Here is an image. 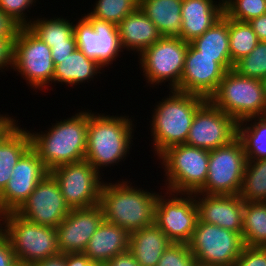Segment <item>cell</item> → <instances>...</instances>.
Wrapping results in <instances>:
<instances>
[{"instance_id": "1", "label": "cell", "mask_w": 266, "mask_h": 266, "mask_svg": "<svg viewBox=\"0 0 266 266\" xmlns=\"http://www.w3.org/2000/svg\"><path fill=\"white\" fill-rule=\"evenodd\" d=\"M85 111V112H84ZM88 112L80 111L71 118L56 120L45 132H30L31 148L38 154L45 168H54L85 160Z\"/></svg>"}, {"instance_id": "2", "label": "cell", "mask_w": 266, "mask_h": 266, "mask_svg": "<svg viewBox=\"0 0 266 266\" xmlns=\"http://www.w3.org/2000/svg\"><path fill=\"white\" fill-rule=\"evenodd\" d=\"M130 183L123 179L115 184L103 182L99 202L104 220L125 229L129 234L155 224V206L159 195Z\"/></svg>"}, {"instance_id": "3", "label": "cell", "mask_w": 266, "mask_h": 266, "mask_svg": "<svg viewBox=\"0 0 266 266\" xmlns=\"http://www.w3.org/2000/svg\"><path fill=\"white\" fill-rule=\"evenodd\" d=\"M89 111L85 160L100 173L102 167L118 166L121 160L126 159L133 145L135 126L129 116Z\"/></svg>"}, {"instance_id": "4", "label": "cell", "mask_w": 266, "mask_h": 266, "mask_svg": "<svg viewBox=\"0 0 266 266\" xmlns=\"http://www.w3.org/2000/svg\"><path fill=\"white\" fill-rule=\"evenodd\" d=\"M157 102L150 122L153 151L157 157L167 148L185 144L196 111L208 100L200 95L170 90Z\"/></svg>"}, {"instance_id": "5", "label": "cell", "mask_w": 266, "mask_h": 266, "mask_svg": "<svg viewBox=\"0 0 266 266\" xmlns=\"http://www.w3.org/2000/svg\"><path fill=\"white\" fill-rule=\"evenodd\" d=\"M0 231L9 240L20 265L30 266L61 253L56 227L33 223L16 212L0 216Z\"/></svg>"}, {"instance_id": "6", "label": "cell", "mask_w": 266, "mask_h": 266, "mask_svg": "<svg viewBox=\"0 0 266 266\" xmlns=\"http://www.w3.org/2000/svg\"><path fill=\"white\" fill-rule=\"evenodd\" d=\"M208 100L238 123L247 118L266 116L263 82L240 76L233 69L226 71Z\"/></svg>"}, {"instance_id": "7", "label": "cell", "mask_w": 266, "mask_h": 266, "mask_svg": "<svg viewBox=\"0 0 266 266\" xmlns=\"http://www.w3.org/2000/svg\"><path fill=\"white\" fill-rule=\"evenodd\" d=\"M157 158L164 166L166 191L194 194L204 187L209 150L179 144L167 148Z\"/></svg>"}, {"instance_id": "8", "label": "cell", "mask_w": 266, "mask_h": 266, "mask_svg": "<svg viewBox=\"0 0 266 266\" xmlns=\"http://www.w3.org/2000/svg\"><path fill=\"white\" fill-rule=\"evenodd\" d=\"M12 68L36 91L46 90L53 83L55 65L51 48L28 27H19L16 33Z\"/></svg>"}, {"instance_id": "9", "label": "cell", "mask_w": 266, "mask_h": 266, "mask_svg": "<svg viewBox=\"0 0 266 266\" xmlns=\"http://www.w3.org/2000/svg\"><path fill=\"white\" fill-rule=\"evenodd\" d=\"M188 42L178 37H162L139 55V66L150 87L169 84V90L180 91ZM170 82V83H169Z\"/></svg>"}, {"instance_id": "10", "label": "cell", "mask_w": 266, "mask_h": 266, "mask_svg": "<svg viewBox=\"0 0 266 266\" xmlns=\"http://www.w3.org/2000/svg\"><path fill=\"white\" fill-rule=\"evenodd\" d=\"M187 245L204 266H234L245 246L239 233L199 220Z\"/></svg>"}, {"instance_id": "11", "label": "cell", "mask_w": 266, "mask_h": 266, "mask_svg": "<svg viewBox=\"0 0 266 266\" xmlns=\"http://www.w3.org/2000/svg\"><path fill=\"white\" fill-rule=\"evenodd\" d=\"M247 157L242 141L209 151L208 176L198 192L206 195H239Z\"/></svg>"}, {"instance_id": "12", "label": "cell", "mask_w": 266, "mask_h": 266, "mask_svg": "<svg viewBox=\"0 0 266 266\" xmlns=\"http://www.w3.org/2000/svg\"><path fill=\"white\" fill-rule=\"evenodd\" d=\"M57 181L70 209L99 204L104 180L87 160L58 166L49 172ZM102 179V180H101Z\"/></svg>"}, {"instance_id": "13", "label": "cell", "mask_w": 266, "mask_h": 266, "mask_svg": "<svg viewBox=\"0 0 266 266\" xmlns=\"http://www.w3.org/2000/svg\"><path fill=\"white\" fill-rule=\"evenodd\" d=\"M163 194L156 201L155 224L172 243L188 244L199 220L195 197L170 191Z\"/></svg>"}, {"instance_id": "14", "label": "cell", "mask_w": 266, "mask_h": 266, "mask_svg": "<svg viewBox=\"0 0 266 266\" xmlns=\"http://www.w3.org/2000/svg\"><path fill=\"white\" fill-rule=\"evenodd\" d=\"M74 36L77 48L102 68L113 64L120 52H124L117 25L92 18L88 13L74 24Z\"/></svg>"}, {"instance_id": "15", "label": "cell", "mask_w": 266, "mask_h": 266, "mask_svg": "<svg viewBox=\"0 0 266 266\" xmlns=\"http://www.w3.org/2000/svg\"><path fill=\"white\" fill-rule=\"evenodd\" d=\"M238 138V122L207 100L195 113L186 145L214 150Z\"/></svg>"}, {"instance_id": "16", "label": "cell", "mask_w": 266, "mask_h": 266, "mask_svg": "<svg viewBox=\"0 0 266 266\" xmlns=\"http://www.w3.org/2000/svg\"><path fill=\"white\" fill-rule=\"evenodd\" d=\"M234 65L231 57H207L189 43L180 80V92L193 93L206 99L217 90L226 71Z\"/></svg>"}, {"instance_id": "17", "label": "cell", "mask_w": 266, "mask_h": 266, "mask_svg": "<svg viewBox=\"0 0 266 266\" xmlns=\"http://www.w3.org/2000/svg\"><path fill=\"white\" fill-rule=\"evenodd\" d=\"M70 210L57 181L48 173L16 213L33 223L57 227Z\"/></svg>"}, {"instance_id": "18", "label": "cell", "mask_w": 266, "mask_h": 266, "mask_svg": "<svg viewBox=\"0 0 266 266\" xmlns=\"http://www.w3.org/2000/svg\"><path fill=\"white\" fill-rule=\"evenodd\" d=\"M48 173L38 154L30 148L12 169L11 179L0 192V216L16 212Z\"/></svg>"}, {"instance_id": "19", "label": "cell", "mask_w": 266, "mask_h": 266, "mask_svg": "<svg viewBox=\"0 0 266 266\" xmlns=\"http://www.w3.org/2000/svg\"><path fill=\"white\" fill-rule=\"evenodd\" d=\"M103 221L104 214L99 204L89 208L71 209L56 227L60 252L83 253Z\"/></svg>"}, {"instance_id": "20", "label": "cell", "mask_w": 266, "mask_h": 266, "mask_svg": "<svg viewBox=\"0 0 266 266\" xmlns=\"http://www.w3.org/2000/svg\"><path fill=\"white\" fill-rule=\"evenodd\" d=\"M199 221L239 233L242 236L244 201L239 195L194 193Z\"/></svg>"}, {"instance_id": "21", "label": "cell", "mask_w": 266, "mask_h": 266, "mask_svg": "<svg viewBox=\"0 0 266 266\" xmlns=\"http://www.w3.org/2000/svg\"><path fill=\"white\" fill-rule=\"evenodd\" d=\"M183 0L181 39L190 43L201 36L224 14V0Z\"/></svg>"}, {"instance_id": "22", "label": "cell", "mask_w": 266, "mask_h": 266, "mask_svg": "<svg viewBox=\"0 0 266 266\" xmlns=\"http://www.w3.org/2000/svg\"><path fill=\"white\" fill-rule=\"evenodd\" d=\"M117 27L122 50H132L138 55L162 38L155 24L139 7L127 15Z\"/></svg>"}, {"instance_id": "23", "label": "cell", "mask_w": 266, "mask_h": 266, "mask_svg": "<svg viewBox=\"0 0 266 266\" xmlns=\"http://www.w3.org/2000/svg\"><path fill=\"white\" fill-rule=\"evenodd\" d=\"M129 238L125 229L104 220L83 253L93 262L105 265L116 255L129 250Z\"/></svg>"}, {"instance_id": "24", "label": "cell", "mask_w": 266, "mask_h": 266, "mask_svg": "<svg viewBox=\"0 0 266 266\" xmlns=\"http://www.w3.org/2000/svg\"><path fill=\"white\" fill-rule=\"evenodd\" d=\"M31 148L29 130L16 120L0 135V192L11 179L12 169Z\"/></svg>"}, {"instance_id": "25", "label": "cell", "mask_w": 266, "mask_h": 266, "mask_svg": "<svg viewBox=\"0 0 266 266\" xmlns=\"http://www.w3.org/2000/svg\"><path fill=\"white\" fill-rule=\"evenodd\" d=\"M171 244L161 229L153 224L130 233L129 251L140 266H157L163 252Z\"/></svg>"}, {"instance_id": "26", "label": "cell", "mask_w": 266, "mask_h": 266, "mask_svg": "<svg viewBox=\"0 0 266 266\" xmlns=\"http://www.w3.org/2000/svg\"><path fill=\"white\" fill-rule=\"evenodd\" d=\"M183 0H139V8L155 24L162 37L181 38Z\"/></svg>"}, {"instance_id": "27", "label": "cell", "mask_w": 266, "mask_h": 266, "mask_svg": "<svg viewBox=\"0 0 266 266\" xmlns=\"http://www.w3.org/2000/svg\"><path fill=\"white\" fill-rule=\"evenodd\" d=\"M104 70L94 59L87 57L78 48L69 56L59 60L55 65L53 83H61L67 86L93 81L94 76ZM89 80V81H88Z\"/></svg>"}, {"instance_id": "28", "label": "cell", "mask_w": 266, "mask_h": 266, "mask_svg": "<svg viewBox=\"0 0 266 266\" xmlns=\"http://www.w3.org/2000/svg\"><path fill=\"white\" fill-rule=\"evenodd\" d=\"M207 57H231L229 48V18L223 16L201 36L189 43Z\"/></svg>"}, {"instance_id": "29", "label": "cell", "mask_w": 266, "mask_h": 266, "mask_svg": "<svg viewBox=\"0 0 266 266\" xmlns=\"http://www.w3.org/2000/svg\"><path fill=\"white\" fill-rule=\"evenodd\" d=\"M242 240L244 245L266 247V202H245Z\"/></svg>"}, {"instance_id": "30", "label": "cell", "mask_w": 266, "mask_h": 266, "mask_svg": "<svg viewBox=\"0 0 266 266\" xmlns=\"http://www.w3.org/2000/svg\"><path fill=\"white\" fill-rule=\"evenodd\" d=\"M238 138L242 141L244 145L247 160L265 159L266 116L251 117L239 122Z\"/></svg>"}, {"instance_id": "31", "label": "cell", "mask_w": 266, "mask_h": 266, "mask_svg": "<svg viewBox=\"0 0 266 266\" xmlns=\"http://www.w3.org/2000/svg\"><path fill=\"white\" fill-rule=\"evenodd\" d=\"M70 21L61 16L51 19L37 17L27 27L51 48L52 45L67 44V41H76L73 23L75 20Z\"/></svg>"}, {"instance_id": "32", "label": "cell", "mask_w": 266, "mask_h": 266, "mask_svg": "<svg viewBox=\"0 0 266 266\" xmlns=\"http://www.w3.org/2000/svg\"><path fill=\"white\" fill-rule=\"evenodd\" d=\"M239 197L244 202H266V158L247 160Z\"/></svg>"}, {"instance_id": "33", "label": "cell", "mask_w": 266, "mask_h": 266, "mask_svg": "<svg viewBox=\"0 0 266 266\" xmlns=\"http://www.w3.org/2000/svg\"><path fill=\"white\" fill-rule=\"evenodd\" d=\"M259 43V39L248 22L229 18V48L234 65L247 56Z\"/></svg>"}, {"instance_id": "34", "label": "cell", "mask_w": 266, "mask_h": 266, "mask_svg": "<svg viewBox=\"0 0 266 266\" xmlns=\"http://www.w3.org/2000/svg\"><path fill=\"white\" fill-rule=\"evenodd\" d=\"M139 7V0H98L88 14L95 19L118 25Z\"/></svg>"}, {"instance_id": "35", "label": "cell", "mask_w": 266, "mask_h": 266, "mask_svg": "<svg viewBox=\"0 0 266 266\" xmlns=\"http://www.w3.org/2000/svg\"><path fill=\"white\" fill-rule=\"evenodd\" d=\"M233 70L240 76L261 80L266 76V41L257 46L234 64Z\"/></svg>"}, {"instance_id": "36", "label": "cell", "mask_w": 266, "mask_h": 266, "mask_svg": "<svg viewBox=\"0 0 266 266\" xmlns=\"http://www.w3.org/2000/svg\"><path fill=\"white\" fill-rule=\"evenodd\" d=\"M224 14L230 19L249 22L266 14V0H224Z\"/></svg>"}, {"instance_id": "37", "label": "cell", "mask_w": 266, "mask_h": 266, "mask_svg": "<svg viewBox=\"0 0 266 266\" xmlns=\"http://www.w3.org/2000/svg\"><path fill=\"white\" fill-rule=\"evenodd\" d=\"M197 261L187 244H171L162 254L157 266H196Z\"/></svg>"}, {"instance_id": "38", "label": "cell", "mask_w": 266, "mask_h": 266, "mask_svg": "<svg viewBox=\"0 0 266 266\" xmlns=\"http://www.w3.org/2000/svg\"><path fill=\"white\" fill-rule=\"evenodd\" d=\"M35 3L36 0H0V10L20 27H27L32 20L28 18L25 11L30 12L28 8L32 7V5L34 6Z\"/></svg>"}, {"instance_id": "39", "label": "cell", "mask_w": 266, "mask_h": 266, "mask_svg": "<svg viewBox=\"0 0 266 266\" xmlns=\"http://www.w3.org/2000/svg\"><path fill=\"white\" fill-rule=\"evenodd\" d=\"M234 266H266V247L245 245Z\"/></svg>"}, {"instance_id": "40", "label": "cell", "mask_w": 266, "mask_h": 266, "mask_svg": "<svg viewBox=\"0 0 266 266\" xmlns=\"http://www.w3.org/2000/svg\"><path fill=\"white\" fill-rule=\"evenodd\" d=\"M18 264L9 240L0 231V266H17Z\"/></svg>"}, {"instance_id": "41", "label": "cell", "mask_w": 266, "mask_h": 266, "mask_svg": "<svg viewBox=\"0 0 266 266\" xmlns=\"http://www.w3.org/2000/svg\"><path fill=\"white\" fill-rule=\"evenodd\" d=\"M19 25L0 10V40H14Z\"/></svg>"}, {"instance_id": "42", "label": "cell", "mask_w": 266, "mask_h": 266, "mask_svg": "<svg viewBox=\"0 0 266 266\" xmlns=\"http://www.w3.org/2000/svg\"><path fill=\"white\" fill-rule=\"evenodd\" d=\"M13 41L14 40H0V72H3L5 68L12 69Z\"/></svg>"}, {"instance_id": "43", "label": "cell", "mask_w": 266, "mask_h": 266, "mask_svg": "<svg viewBox=\"0 0 266 266\" xmlns=\"http://www.w3.org/2000/svg\"><path fill=\"white\" fill-rule=\"evenodd\" d=\"M77 49L76 41H67V44L52 45L51 53L54 65L59 64V60L64 59Z\"/></svg>"}, {"instance_id": "44", "label": "cell", "mask_w": 266, "mask_h": 266, "mask_svg": "<svg viewBox=\"0 0 266 266\" xmlns=\"http://www.w3.org/2000/svg\"><path fill=\"white\" fill-rule=\"evenodd\" d=\"M105 266H140L135 260V257L128 250L121 254L116 255L110 261H108Z\"/></svg>"}, {"instance_id": "45", "label": "cell", "mask_w": 266, "mask_h": 266, "mask_svg": "<svg viewBox=\"0 0 266 266\" xmlns=\"http://www.w3.org/2000/svg\"><path fill=\"white\" fill-rule=\"evenodd\" d=\"M66 266H100L90 260L84 253L66 254Z\"/></svg>"}, {"instance_id": "46", "label": "cell", "mask_w": 266, "mask_h": 266, "mask_svg": "<svg viewBox=\"0 0 266 266\" xmlns=\"http://www.w3.org/2000/svg\"><path fill=\"white\" fill-rule=\"evenodd\" d=\"M259 41H266V14L251 19L249 22Z\"/></svg>"}, {"instance_id": "47", "label": "cell", "mask_w": 266, "mask_h": 266, "mask_svg": "<svg viewBox=\"0 0 266 266\" xmlns=\"http://www.w3.org/2000/svg\"><path fill=\"white\" fill-rule=\"evenodd\" d=\"M30 266H66V254L60 253L58 255L47 257Z\"/></svg>"}, {"instance_id": "48", "label": "cell", "mask_w": 266, "mask_h": 266, "mask_svg": "<svg viewBox=\"0 0 266 266\" xmlns=\"http://www.w3.org/2000/svg\"><path fill=\"white\" fill-rule=\"evenodd\" d=\"M17 119L7 114H0V135Z\"/></svg>"}, {"instance_id": "49", "label": "cell", "mask_w": 266, "mask_h": 266, "mask_svg": "<svg viewBox=\"0 0 266 266\" xmlns=\"http://www.w3.org/2000/svg\"><path fill=\"white\" fill-rule=\"evenodd\" d=\"M263 86H264V93H265V98H266V76L262 79Z\"/></svg>"}]
</instances>
